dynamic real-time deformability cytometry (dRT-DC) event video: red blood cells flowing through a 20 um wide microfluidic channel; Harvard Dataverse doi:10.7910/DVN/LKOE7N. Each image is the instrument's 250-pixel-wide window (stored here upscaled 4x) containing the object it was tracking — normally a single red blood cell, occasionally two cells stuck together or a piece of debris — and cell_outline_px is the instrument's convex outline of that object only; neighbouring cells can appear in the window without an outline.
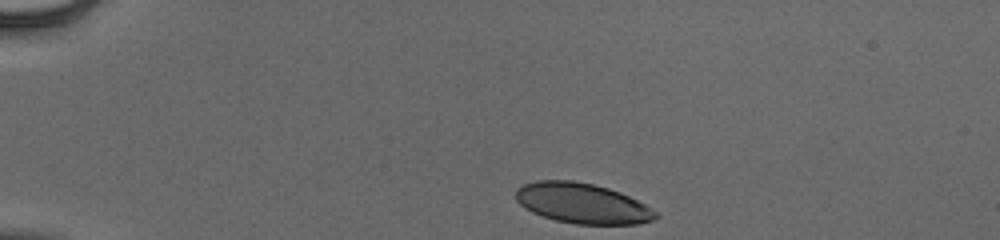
{"species": "human", "species_latin": "Homo sapiens", "temperature_condition": "cold", "stored_images_in_passage": 37, "camera_frame_rate_fps": 3000, "um_per_image_px": 0.085, "donor": {"sex": "male"}, "frame": {"image": 1, "passage_image": 1, "time_ms": 0.0, "image_size_px": [1000, 240], "cell_outline_px": [[660, 216], [652, 220], [636, 224], [576, 224], [556, 220], [532, 212], [524, 208], [516, 200], [516, 188], [520, 184], [536, 180], [572, 180], [592, 184], [608, 188], [620, 192], [652, 208]], "centroid_in_image_um": [49.46, 17.27], "position_along_channel_um": 35.5, "area_um2": 32.83}}
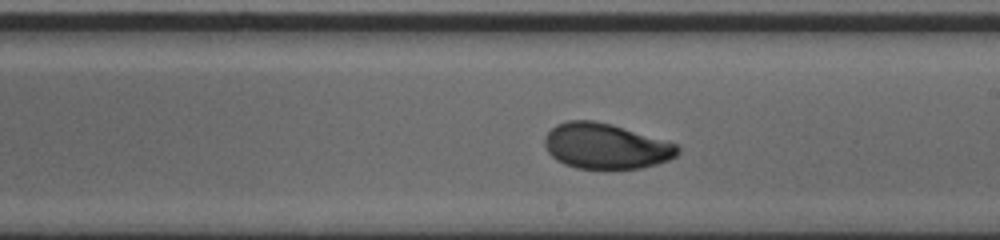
{"frame": {"image": 2, "passage_image": 22, "time_ms": 7.0, "image_size_px": [1000, 240], "cell_outline_px": [[680, 152], [676, 156], [668, 160], [656, 164], [640, 168], [612, 172], [576, 168], [564, 164], [556, 160], [548, 152], [544, 144], [544, 136], [556, 124], [568, 120], [592, 120], [612, 124], [676, 144], [680, 148]], "centroid_in_image_um": [51.47, 12.46], "position_along_channel_um": 237.5, "area_um2": 36.01}}
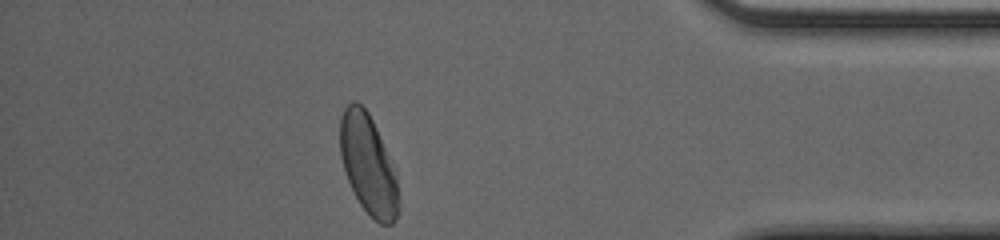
{"frame": {"image": 3, "passage_image": 37, "time_ms": 12.0, "image_size_px": [1000, 240], "cell_outline_px": [[400, 208], [396, 220], [392, 224], [380, 224], [360, 204], [344, 172], [340, 156], [340, 120], [344, 108], [352, 100], [356, 100], [368, 112], [396, 168], [400, 196]], "centroid_in_image_um": [31.34, 14.0], "position_along_channel_um": 403.9, "area_um2": 34.45}, "authors_computed_cell_mechanics": {"area_um2": 35.258, "velocity_mm_per_s": 3.924, "shape_relaxation_time_tau1_ms": 3.3997, "shape_relaxation_time_tau2_ms": 1.0635, "deformation_change_tau1": 0.1524, "deformation_change_tau2": 0.0521}}